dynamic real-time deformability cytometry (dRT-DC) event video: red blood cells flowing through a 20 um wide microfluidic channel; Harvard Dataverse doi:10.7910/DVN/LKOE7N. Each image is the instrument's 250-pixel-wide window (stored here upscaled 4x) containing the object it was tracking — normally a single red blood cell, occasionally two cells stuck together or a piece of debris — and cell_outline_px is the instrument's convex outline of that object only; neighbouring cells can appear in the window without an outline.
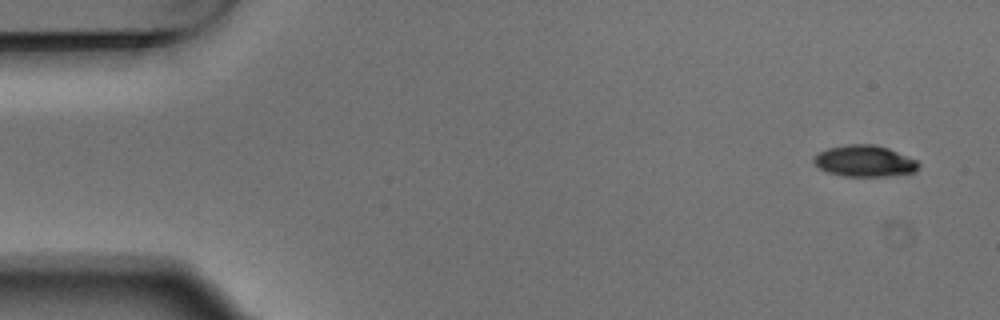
{"species": "Egyptian fruit bat (a non-hibernating species)", "species_latin": "Rousettus aegyptiacus", "temperature_condition": "warm", "stored_images_in_passage": 5, "camera_frame_rate_fps": 3000, "um_per_image_px": 0.085, "animal": {"sex": "male"}, "frame": {"image": 1, "passage_image": 1, "time_ms": 0.0, "image_size_px": [1000, 320], "cell_outline_px": [[920, 164], [916, 172], [888, 176], [844, 176], [828, 172], [820, 168], [812, 160], [820, 152], [828, 148], [848, 144], [872, 144], [888, 148], [916, 160]], "centroid_in_image_um": [73.51, 13.69], "position_along_channel_um": 11.5, "area_um2": 18.96}}
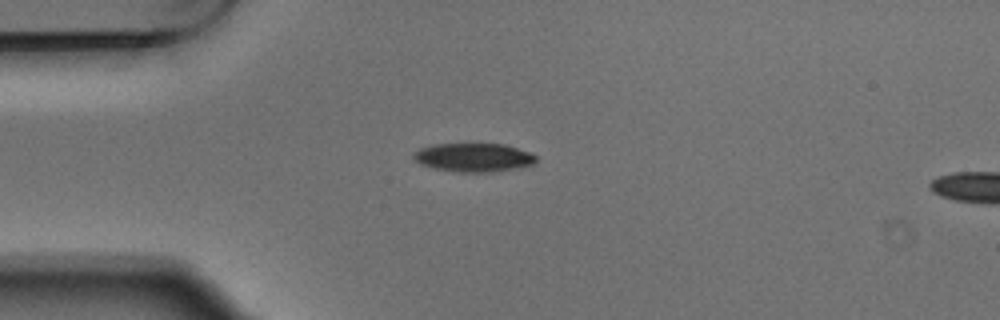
{"frame": {"image": 2, "passage_image": 4, "time_ms": 1.0, "image_size_px": [1000, 320], "cell_outline_px": [[536, 164], [516, 168], [488, 172], [456, 172], [432, 168], [420, 164], [412, 156], [412, 152], [420, 148], [432, 144], [504, 144], [528, 152], [536, 156]], "centroid_in_image_um": [40.21, 13.38], "position_along_channel_um": 44.8, "area_um2": 20.46}}
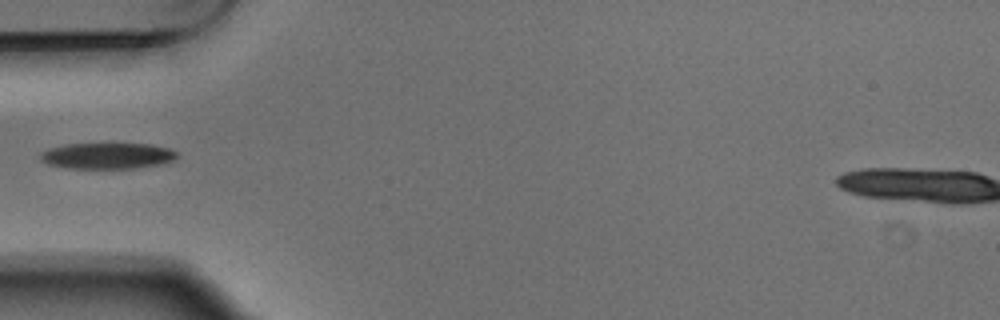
{"frame": {"image": 3, "passage_image": 5, "time_ms": 1.333, "image_size_px": [1000, 320], "cell_outline_px": [[176, 156], [172, 160], [164, 164], [136, 168], [68, 168], [48, 164], [40, 160], [40, 152], [48, 148], [68, 144], [152, 144], [168, 148], [176, 152]], "centroid_in_image_um": [9.1, 13.24], "position_along_channel_um": 75.9, "area_um2": 20.69}}